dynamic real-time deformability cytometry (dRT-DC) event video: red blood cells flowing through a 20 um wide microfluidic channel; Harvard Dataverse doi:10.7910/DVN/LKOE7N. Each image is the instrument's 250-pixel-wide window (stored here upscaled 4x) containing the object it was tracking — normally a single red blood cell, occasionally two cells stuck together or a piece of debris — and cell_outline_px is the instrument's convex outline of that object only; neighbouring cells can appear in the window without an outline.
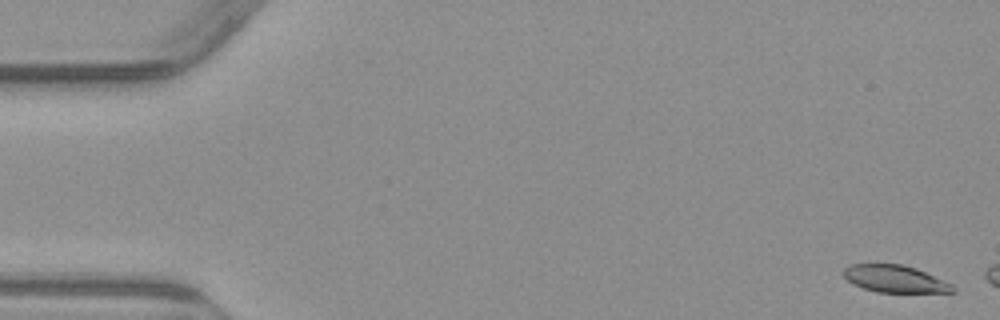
{"species": "common noctule bat (a hibernating species)", "species_latin": "Nyctalus noctula", "temperature_condition": "warm", "stored_images_in_passage": 3, "camera_frame_rate_fps": 3000, "um_per_image_px": 0.085, "animal": {"sex": "male", "body_mass_g": 23.1, "forearm_length_mm": 52.7}, "frame": {"image": 1, "passage_image": 1, "time_ms": 0.0, "image_size_px": [1000, 320], "cell_outline_px": [[956, 292], [876, 292], [852, 284], [840, 272], [848, 264], [900, 264], [916, 268], [952, 284]], "centroid_in_image_um": [76.02, 23.7], "position_along_channel_um": 9.0, "area_um2": 17.28}}